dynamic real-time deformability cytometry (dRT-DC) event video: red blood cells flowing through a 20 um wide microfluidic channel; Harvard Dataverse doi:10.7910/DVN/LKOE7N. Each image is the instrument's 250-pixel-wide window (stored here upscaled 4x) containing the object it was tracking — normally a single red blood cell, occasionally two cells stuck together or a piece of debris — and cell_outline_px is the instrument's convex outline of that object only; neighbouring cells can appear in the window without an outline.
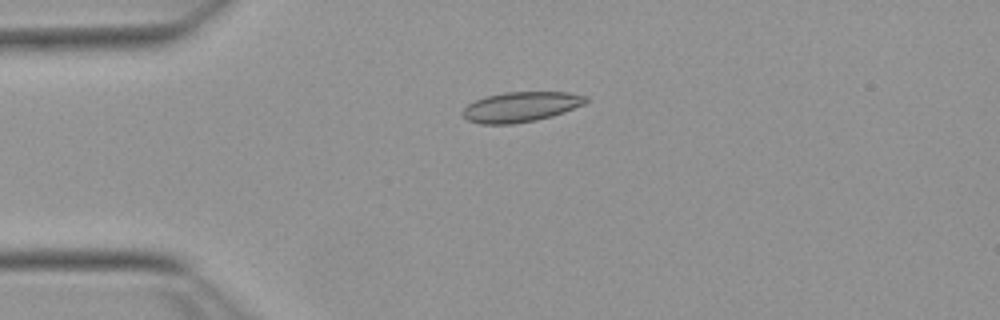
{"species": "Egyptian fruit bat (a non-hibernating species)", "species_latin": "Rousettus aegyptiacus", "temperature_condition": "warm", "stored_images_in_passage": 45, "camera_frame_rate_fps": 3000, "um_per_image_px": 0.085, "animal": {"sex": "female"}, "frame": {"image": 1, "passage_image": 5, "time_ms": 1.333, "image_size_px": [1000, 320], "cell_outline_px": [[588, 100], [584, 104], [564, 112], [552, 116], [536, 120], [512, 124], [480, 124], [468, 120], [460, 112], [468, 104], [476, 100], [488, 96], [504, 92], [568, 92], [588, 96]], "centroid_in_image_um": [44.28, 9.08], "position_along_channel_um": 40.7, "area_um2": 21.56}}
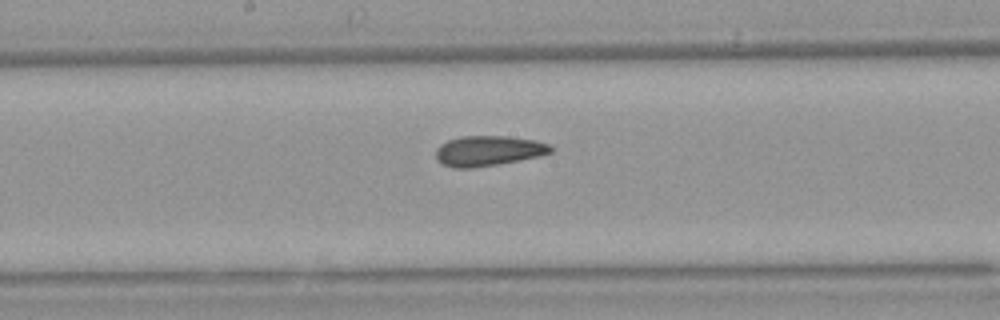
{"frame": {"image": 2, "passage_image": 20, "time_ms": 6.333, "image_size_px": [1000, 320], "cell_outline_px": [[552, 152], [540, 156], [496, 164], [472, 168], [452, 168], [440, 164], [436, 160], [436, 148], [440, 144], [448, 140], [460, 136], [508, 136], [536, 140], [548, 144], [552, 148]], "centroid_in_image_um": [41.46, 12.82], "position_along_channel_um": 206.7, "area_um2": 20.35}}
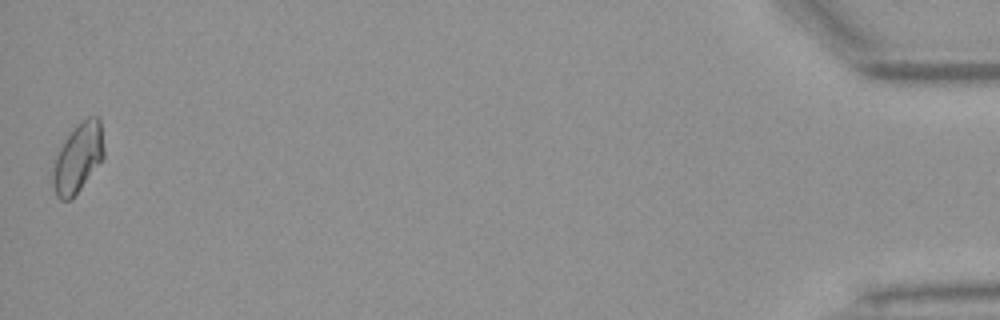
{"frame": {"image": 3, "passage_image": 45, "time_ms": 14.667, "image_size_px": [1000, 320], "cell_outline_px": [[104, 160], [80, 188], [68, 200], [60, 200], [56, 196], [52, 184], [52, 168], [56, 152], [64, 140], [88, 116], [100, 116], [104, 148]], "centroid_in_image_um": [6.63, 13.43], "position_along_channel_um": 428.6, "area_um2": 20.63}, "authors_computed_cell_mechanics": {"area_um2": 20.3456, "velocity_mm_per_s": 3.8245, "shape_relaxation_time_tau1_ms": null, "shape_relaxation_time_tau2_ms": 3.1655, "deformation_change_tau1": null, "deformation_change_tau2": 0.0834}}